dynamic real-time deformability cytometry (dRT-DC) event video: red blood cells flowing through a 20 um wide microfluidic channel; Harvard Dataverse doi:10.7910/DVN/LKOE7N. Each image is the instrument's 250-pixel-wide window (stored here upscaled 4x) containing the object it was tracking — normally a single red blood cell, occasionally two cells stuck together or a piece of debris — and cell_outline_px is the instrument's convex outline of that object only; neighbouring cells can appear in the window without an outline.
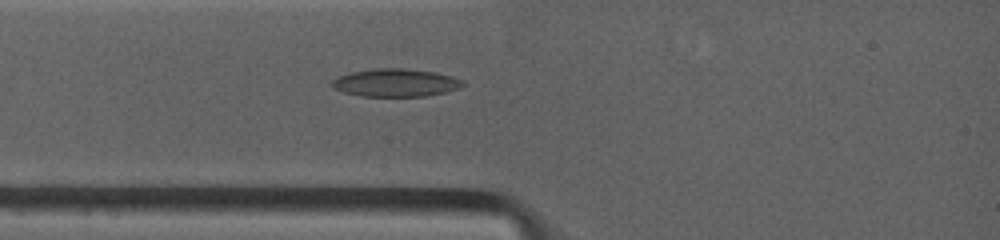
{"species": "common noctule bat (a hibernating species)", "species_latin": "Nyctalus noctula", "temperature_condition": "warm", "stored_images_in_passage": 2, "camera_frame_rate_fps": 4500, "um_per_image_px": 0.085, "animal": {"sex": "female", "body_mass_g": 19.0, "forearm_length_mm": 53.3}, "frame": {"image": 1, "passage_image": 2, "time_ms": 1.111, "image_size_px": [1000, 240], "cell_outline_px": [[464, 84], [460, 88], [444, 92], [424, 96], [360, 96], [344, 92], [332, 88], [332, 80], [340, 76], [352, 72], [372, 68], [404, 68], [432, 72], [448, 76], [460, 80]], "centroid_in_image_um": [33.57, 7.03], "position_along_channel_um": 51.4, "area_um2": 20.92}}